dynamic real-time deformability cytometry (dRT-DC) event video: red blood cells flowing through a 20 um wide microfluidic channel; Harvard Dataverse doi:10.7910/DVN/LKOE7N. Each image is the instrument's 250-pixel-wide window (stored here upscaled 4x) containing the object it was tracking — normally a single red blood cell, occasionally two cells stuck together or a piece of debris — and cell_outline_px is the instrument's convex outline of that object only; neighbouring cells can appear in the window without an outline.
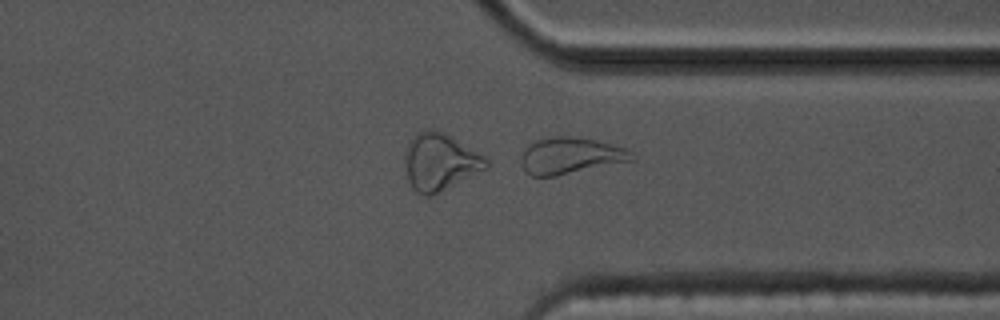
{"species": "common noctule bat (a hibernating species)", "species_latin": "Nyctalus noctula", "temperature_condition": "cold", "stored_images_in_passage": 38, "camera_frame_rate_fps": 3000, "um_per_image_px": 0.085, "animal": {"sex": "male", "body_mass_g": 17.5, "forearm_length_mm": 52.3}, "frame": {"image": 1, "passage_image": 38, "time_ms": 12.333, "image_size_px": [1000, 320], "cell_outline_px": [[636, 160], [556, 176], [532, 176], [520, 164], [520, 160], [524, 148], [528, 140], [552, 136], [568, 136], [596, 140], [628, 148], [636, 156]], "centroid_in_image_um": [48.49, 13.21], "position_along_channel_um": 362.9, "area_um2": 24.1}, "authors_computed_cell_mechanics": {"area_um2": 21.4149, "velocity_mm_per_s": 3.4965, "shape_relaxation_time_tau1_ms": 0.9843, "shape_relaxation_time_tau2_ms": 2.5911, "deformation_change_tau1": 0.2618, "deformation_change_tau2": 0.1167}}